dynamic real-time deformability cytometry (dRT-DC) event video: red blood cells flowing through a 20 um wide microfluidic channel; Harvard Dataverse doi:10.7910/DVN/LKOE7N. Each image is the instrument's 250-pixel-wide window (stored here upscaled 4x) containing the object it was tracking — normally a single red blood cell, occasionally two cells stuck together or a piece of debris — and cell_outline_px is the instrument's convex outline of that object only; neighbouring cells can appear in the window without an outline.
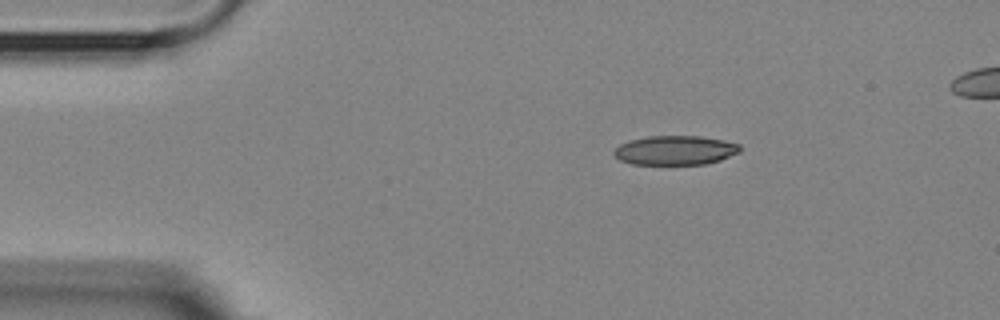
{"species": "Egyptian fruit bat (a non-hibernating species)", "species_latin": "Rousettus aegyptiacus", "temperature_condition": "room temperature", "stored_images_in_passage": 3, "camera_frame_rate_fps": 3000, "um_per_image_px": 0.085, "animal": {"sex": "female"}, "frame": {"image": 1, "passage_image": 1, "time_ms": 0.0, "image_size_px": [1000, 320], "cell_outline_px": [[740, 152], [720, 160], [704, 164], [632, 164], [620, 160], [612, 152], [620, 144], [632, 140], [648, 136], [700, 136], [724, 140], [740, 144]], "centroid_in_image_um": [57.41, 12.77], "position_along_channel_um": 27.6, "area_um2": 21.39}}